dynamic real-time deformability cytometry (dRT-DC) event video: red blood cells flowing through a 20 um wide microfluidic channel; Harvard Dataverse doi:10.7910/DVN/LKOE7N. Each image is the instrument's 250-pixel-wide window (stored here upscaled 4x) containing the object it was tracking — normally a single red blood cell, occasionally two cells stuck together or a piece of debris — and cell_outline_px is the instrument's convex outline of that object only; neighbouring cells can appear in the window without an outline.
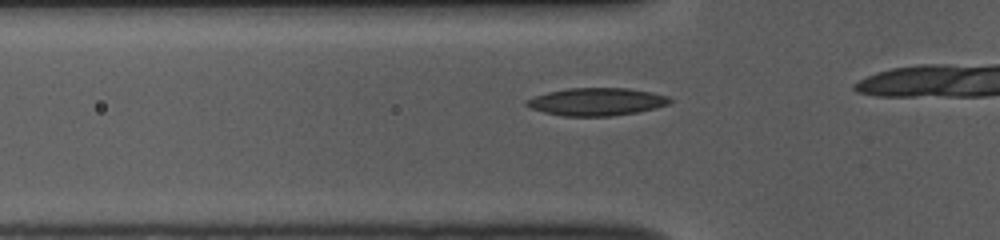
{"species": "common noctule bat (a hibernating species)", "species_latin": "Nyctalus noctula", "temperature_condition": "room temperature", "stored_images_in_passage": 9, "camera_frame_rate_fps": 3000, "um_per_image_px": 0.085, "animal": {"sex": "female", "body_mass_g": 10.0, "forearm_length_mm": 53.1}, "frame": {"image": 1, "passage_image": 4, "time_ms": 1.0, "image_size_px": [1000, 240], "cell_outline_px": [[672, 100], [668, 104], [656, 108], [636, 112], [608, 116], [564, 116], [544, 112], [532, 108], [524, 104], [524, 100], [548, 92], [568, 88], [628, 88], [652, 92], [668, 96]], "centroid_in_image_um": [50.71, 8.64], "position_along_channel_um": 75.1, "area_um2": 23.0}}
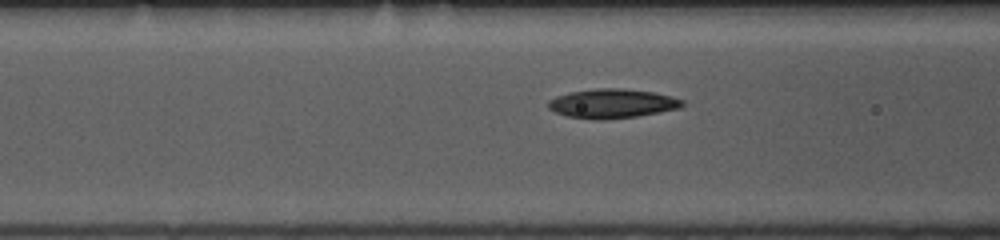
{"frame": {"image": 2, "passage_image": 7, "time_ms": 2.0, "image_size_px": [1000, 240], "cell_outline_px": [[684, 104], [680, 108], [660, 112], [636, 116], [600, 120], [596, 120], [568, 116], [556, 112], [548, 108], [548, 100], [556, 96], [568, 92], [596, 88], [620, 88], [652, 92], [672, 96], [684, 100]], "centroid_in_image_um": [52.03, 8.79], "position_along_channel_um": 114.6, "area_um2": 22.83}}